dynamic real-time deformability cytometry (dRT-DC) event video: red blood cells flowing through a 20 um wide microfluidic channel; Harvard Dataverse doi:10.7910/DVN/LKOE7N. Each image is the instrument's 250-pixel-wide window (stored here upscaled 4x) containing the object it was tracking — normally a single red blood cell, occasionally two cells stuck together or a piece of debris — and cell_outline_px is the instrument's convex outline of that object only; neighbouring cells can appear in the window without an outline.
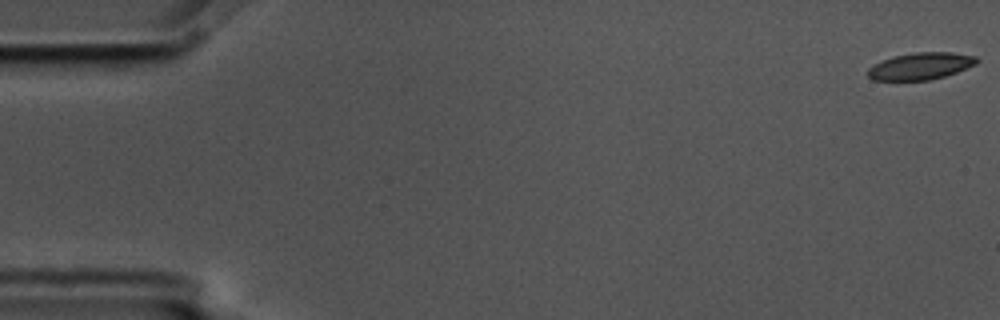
{"species": "common noctule bat (a hibernating species)", "species_latin": "Nyctalus noctula", "temperature_condition": "cold", "stored_images_in_passage": 57, "camera_frame_rate_fps": 3000, "um_per_image_px": 0.085, "animal": {"sex": "male", "body_mass_g": 17.5, "forearm_length_mm": 52.3}, "frame": {"image": 1, "passage_image": 1, "time_ms": 0.0, "image_size_px": [1000, 320], "cell_outline_px": [[980, 60], [976, 64], [956, 72], [944, 76], [928, 80], [872, 80], [868, 76], [868, 68], [880, 60], [892, 56], [912, 52], [952, 52], [976, 56]], "centroid_in_image_um": [78.24, 5.6], "position_along_channel_um": 6.8, "area_um2": 17.22}}
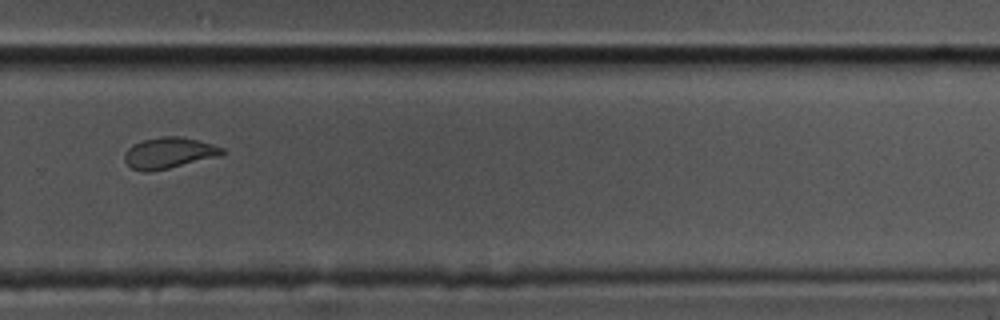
{"frame": {"image": 2, "passage_image": 39, "time_ms": 12.667, "image_size_px": [1000, 320], "cell_outline_px": [[228, 152], [220, 156], [152, 172], [140, 172], [132, 168], [124, 160], [124, 152], [132, 144], [144, 140], [160, 136], [180, 136], [212, 144], [224, 148]], "centroid_in_image_um": [14.35, 13.01], "position_along_channel_um": 315.4, "area_um2": 17.86}}
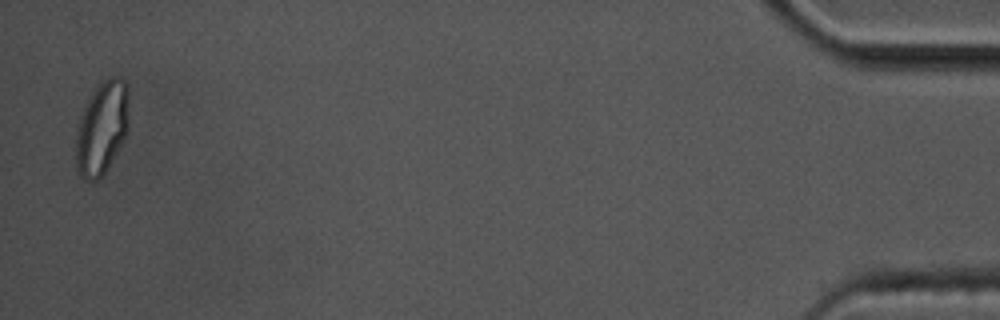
{"frame": {"image": 3, "passage_image": 56, "time_ms": 18.333, "image_size_px": [1000, 320], "cell_outline_px": [[128, 128], [124, 140], [104, 172], [96, 180], [84, 180], [80, 176], [76, 164], [76, 132], [84, 108], [88, 100], [100, 80], [108, 76], [120, 76], [128, 84]], "centroid_in_image_um": [8.68, 10.81], "position_along_channel_um": 426.5, "area_um2": 28.78}, "authors_computed_cell_mechanics": {"area_um2": 18.3804, "velocity_mm_per_s": 3.5529, "shape_relaxation_time_tau1_ms": 8.4979, "shape_relaxation_time_tau2_ms": 2.0491, "deformation_change_tau1": 0.1927, "deformation_change_tau2": 0.0666}}